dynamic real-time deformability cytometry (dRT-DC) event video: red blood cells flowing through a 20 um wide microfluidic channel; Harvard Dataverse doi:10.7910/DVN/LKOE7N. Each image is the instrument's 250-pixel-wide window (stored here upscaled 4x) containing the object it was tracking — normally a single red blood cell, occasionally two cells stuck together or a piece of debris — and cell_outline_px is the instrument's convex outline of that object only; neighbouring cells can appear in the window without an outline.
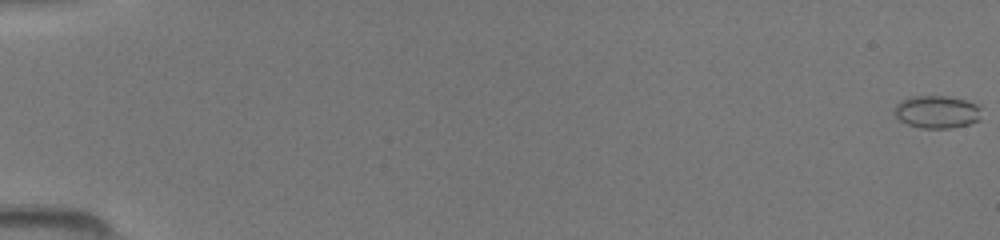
{"species": "common noctule bat (a hibernating species)", "species_latin": "Nyctalus noctula", "temperature_condition": "room temperature", "stored_images_in_passage": 50, "camera_frame_rate_fps": 3000, "um_per_image_px": 0.085, "animal": {"sex": "female", "body_mass_g": 19.5, "forearm_length_mm": 54.1}, "frame": {"image": 1, "passage_image": 1, "time_ms": 0.0, "image_size_px": [1000, 240], "cell_outline_px": [[980, 120], [968, 124], [948, 128], [920, 128], [908, 124], [900, 120], [892, 112], [896, 104], [900, 100], [912, 96], [948, 96], [964, 100], [976, 104], [980, 108]], "centroid_in_image_um": [79.6, 9.5], "position_along_channel_um": 5.4, "area_um2": 16.59}}
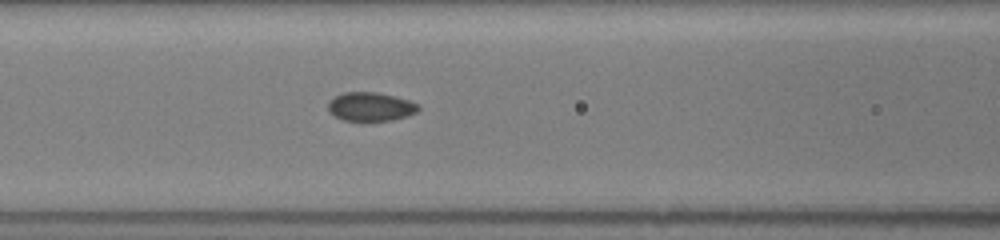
{"frame": {"image": 2, "passage_image": 23, "time_ms": 7.333, "image_size_px": [1000, 240], "cell_outline_px": [[420, 108], [416, 112], [408, 116], [392, 120], [344, 120], [328, 112], [328, 100], [344, 92], [376, 92], [396, 96], [420, 104]], "centroid_in_image_um": [31.51, 9.05], "position_along_channel_um": 135.1, "area_um2": 15.14}}
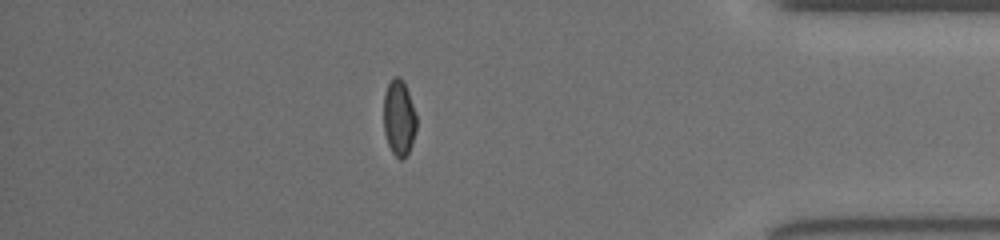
{"frame": {"image": 3, "passage_image": 44, "time_ms": 14.333, "image_size_px": [1000, 240], "cell_outline_px": [[416, 128], [412, 144], [404, 160], [400, 160], [392, 152], [388, 144], [384, 132], [384, 92], [392, 76], [400, 76], [404, 80], [416, 116]], "centroid_in_image_um": [33.9, 10.0], "position_along_channel_um": 401.3, "area_um2": 14.62}}